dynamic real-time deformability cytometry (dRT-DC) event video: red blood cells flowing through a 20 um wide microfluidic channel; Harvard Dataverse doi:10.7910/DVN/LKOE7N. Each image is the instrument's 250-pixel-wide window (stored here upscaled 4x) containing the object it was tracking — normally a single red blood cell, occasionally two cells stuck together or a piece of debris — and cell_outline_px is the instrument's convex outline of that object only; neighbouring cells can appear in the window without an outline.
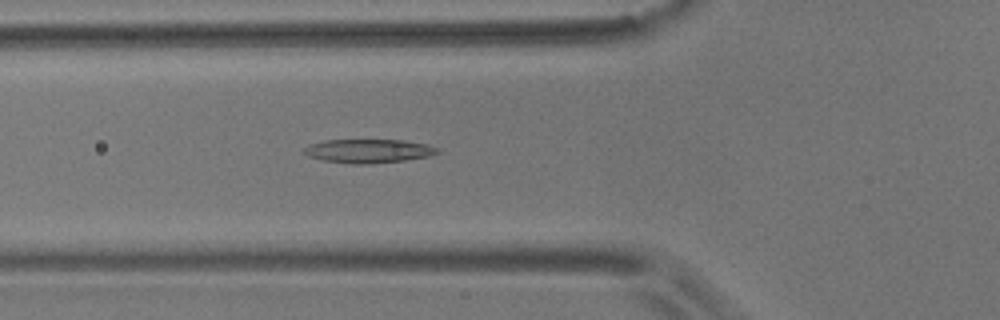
{"species": "common noctule bat (a hibernating species)", "species_latin": "Nyctalus noctula", "temperature_condition": "room temperature", "stored_images_in_passage": 5, "camera_frame_rate_fps": 3000, "um_per_image_px": 0.085, "animal": {"sex": "male", "body_mass_g": 17.9}, "frame": {"image": 1, "passage_image": 5, "time_ms": 4.667, "image_size_px": [1000, 320], "cell_outline_px": [[440, 152], [428, 156], [404, 160], [368, 164], [352, 164], [324, 160], [308, 156], [304, 152], [304, 148], [308, 144], [324, 140], [404, 140], [428, 144], [440, 148]], "centroid_in_image_um": [31.34, 12.82], "position_along_channel_um": 94.5, "area_um2": 18.5}}